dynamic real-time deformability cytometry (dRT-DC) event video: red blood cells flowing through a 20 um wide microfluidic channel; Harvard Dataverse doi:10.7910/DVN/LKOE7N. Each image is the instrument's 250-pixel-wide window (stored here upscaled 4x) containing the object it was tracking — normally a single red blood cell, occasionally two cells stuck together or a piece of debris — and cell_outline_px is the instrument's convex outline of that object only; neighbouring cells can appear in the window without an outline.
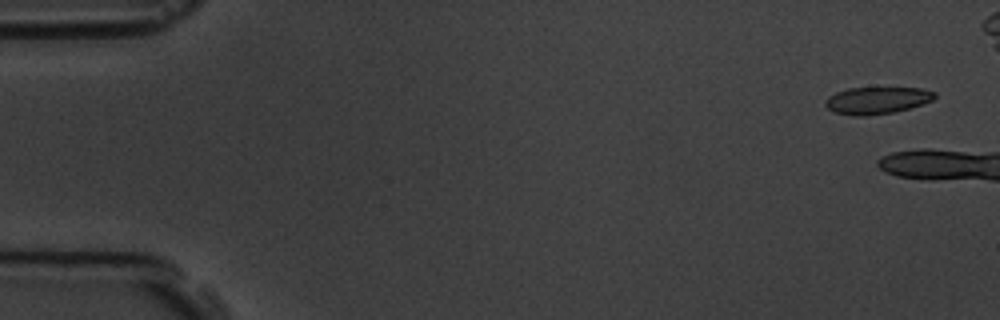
{"species": "common noctule bat (a hibernating species)", "species_latin": "Nyctalus noctula", "temperature_condition": "room temperature", "stored_images_in_passage": 4, "camera_frame_rate_fps": 3000, "um_per_image_px": 0.085, "animal": {"sex": "male", "body_mass_g": 19.5, "forearm_length_mm": 54.6}, "frame": {"image": 1, "passage_image": 1, "time_ms": 0.0, "image_size_px": [1000, 320], "cell_outline_px": [[936, 96], [932, 100], [908, 108], [892, 112], [864, 116], [856, 116], [832, 112], [824, 104], [824, 100], [828, 96], [836, 92], [848, 88], [920, 88], [936, 92]], "centroid_in_image_um": [74.48, 8.53], "position_along_channel_um": 10.5, "area_um2": 17.11}}